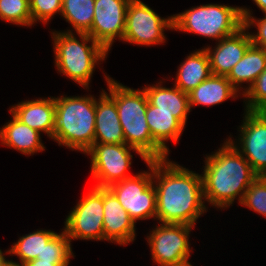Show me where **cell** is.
Masks as SVG:
<instances>
[{
    "label": "cell",
    "mask_w": 266,
    "mask_h": 266,
    "mask_svg": "<svg viewBox=\"0 0 266 266\" xmlns=\"http://www.w3.org/2000/svg\"><path fill=\"white\" fill-rule=\"evenodd\" d=\"M212 74L209 57L205 49L189 54L181 63L174 85L189 93Z\"/></svg>",
    "instance_id": "23"
},
{
    "label": "cell",
    "mask_w": 266,
    "mask_h": 266,
    "mask_svg": "<svg viewBox=\"0 0 266 266\" xmlns=\"http://www.w3.org/2000/svg\"><path fill=\"white\" fill-rule=\"evenodd\" d=\"M96 99L94 143L124 144L123 128L115 101L104 91Z\"/></svg>",
    "instance_id": "16"
},
{
    "label": "cell",
    "mask_w": 266,
    "mask_h": 266,
    "mask_svg": "<svg viewBox=\"0 0 266 266\" xmlns=\"http://www.w3.org/2000/svg\"><path fill=\"white\" fill-rule=\"evenodd\" d=\"M5 261V256L3 255V252L0 249V266H2Z\"/></svg>",
    "instance_id": "35"
},
{
    "label": "cell",
    "mask_w": 266,
    "mask_h": 266,
    "mask_svg": "<svg viewBox=\"0 0 266 266\" xmlns=\"http://www.w3.org/2000/svg\"><path fill=\"white\" fill-rule=\"evenodd\" d=\"M65 220L64 231L73 239L105 240L103 228V187L91 188Z\"/></svg>",
    "instance_id": "10"
},
{
    "label": "cell",
    "mask_w": 266,
    "mask_h": 266,
    "mask_svg": "<svg viewBox=\"0 0 266 266\" xmlns=\"http://www.w3.org/2000/svg\"><path fill=\"white\" fill-rule=\"evenodd\" d=\"M259 9L266 15V0H253Z\"/></svg>",
    "instance_id": "33"
},
{
    "label": "cell",
    "mask_w": 266,
    "mask_h": 266,
    "mask_svg": "<svg viewBox=\"0 0 266 266\" xmlns=\"http://www.w3.org/2000/svg\"><path fill=\"white\" fill-rule=\"evenodd\" d=\"M103 228L106 241L123 246L135 240V222L107 187H103Z\"/></svg>",
    "instance_id": "15"
},
{
    "label": "cell",
    "mask_w": 266,
    "mask_h": 266,
    "mask_svg": "<svg viewBox=\"0 0 266 266\" xmlns=\"http://www.w3.org/2000/svg\"><path fill=\"white\" fill-rule=\"evenodd\" d=\"M55 66L83 87H88L95 65L104 61L108 51L89 34L78 33L80 41L73 32H53ZM91 42V46L87 43Z\"/></svg>",
    "instance_id": "5"
},
{
    "label": "cell",
    "mask_w": 266,
    "mask_h": 266,
    "mask_svg": "<svg viewBox=\"0 0 266 266\" xmlns=\"http://www.w3.org/2000/svg\"><path fill=\"white\" fill-rule=\"evenodd\" d=\"M240 8L219 4L193 7L173 15V29L219 41L244 26Z\"/></svg>",
    "instance_id": "6"
},
{
    "label": "cell",
    "mask_w": 266,
    "mask_h": 266,
    "mask_svg": "<svg viewBox=\"0 0 266 266\" xmlns=\"http://www.w3.org/2000/svg\"><path fill=\"white\" fill-rule=\"evenodd\" d=\"M130 0H95L94 17L89 34L107 51L115 38L123 39L126 10Z\"/></svg>",
    "instance_id": "13"
},
{
    "label": "cell",
    "mask_w": 266,
    "mask_h": 266,
    "mask_svg": "<svg viewBox=\"0 0 266 266\" xmlns=\"http://www.w3.org/2000/svg\"><path fill=\"white\" fill-rule=\"evenodd\" d=\"M70 242L64 230L61 234L56 233L46 243L41 255H38L36 259L52 261L54 264H69L70 258L74 256Z\"/></svg>",
    "instance_id": "26"
},
{
    "label": "cell",
    "mask_w": 266,
    "mask_h": 266,
    "mask_svg": "<svg viewBox=\"0 0 266 266\" xmlns=\"http://www.w3.org/2000/svg\"><path fill=\"white\" fill-rule=\"evenodd\" d=\"M173 29V15L161 18L140 0H130L126 10L123 41L137 45L164 43V29Z\"/></svg>",
    "instance_id": "9"
},
{
    "label": "cell",
    "mask_w": 266,
    "mask_h": 266,
    "mask_svg": "<svg viewBox=\"0 0 266 266\" xmlns=\"http://www.w3.org/2000/svg\"><path fill=\"white\" fill-rule=\"evenodd\" d=\"M193 226L164 224L157 226L147 237L153 261L159 266L185 264L190 257L189 233Z\"/></svg>",
    "instance_id": "11"
},
{
    "label": "cell",
    "mask_w": 266,
    "mask_h": 266,
    "mask_svg": "<svg viewBox=\"0 0 266 266\" xmlns=\"http://www.w3.org/2000/svg\"><path fill=\"white\" fill-rule=\"evenodd\" d=\"M69 264H54L52 261H41L34 259L23 264V266H68Z\"/></svg>",
    "instance_id": "32"
},
{
    "label": "cell",
    "mask_w": 266,
    "mask_h": 266,
    "mask_svg": "<svg viewBox=\"0 0 266 266\" xmlns=\"http://www.w3.org/2000/svg\"><path fill=\"white\" fill-rule=\"evenodd\" d=\"M56 234L51 230H37L33 233L26 234L14 243L10 250L6 251L10 255H16L20 259V263L34 260L41 255L46 243Z\"/></svg>",
    "instance_id": "25"
},
{
    "label": "cell",
    "mask_w": 266,
    "mask_h": 266,
    "mask_svg": "<svg viewBox=\"0 0 266 266\" xmlns=\"http://www.w3.org/2000/svg\"><path fill=\"white\" fill-rule=\"evenodd\" d=\"M153 184L159 222L194 227L197 219L207 211L202 176L198 173L168 159L153 160Z\"/></svg>",
    "instance_id": "1"
},
{
    "label": "cell",
    "mask_w": 266,
    "mask_h": 266,
    "mask_svg": "<svg viewBox=\"0 0 266 266\" xmlns=\"http://www.w3.org/2000/svg\"><path fill=\"white\" fill-rule=\"evenodd\" d=\"M95 0H62L61 15L75 32L87 34L92 26Z\"/></svg>",
    "instance_id": "24"
},
{
    "label": "cell",
    "mask_w": 266,
    "mask_h": 266,
    "mask_svg": "<svg viewBox=\"0 0 266 266\" xmlns=\"http://www.w3.org/2000/svg\"><path fill=\"white\" fill-rule=\"evenodd\" d=\"M238 144L228 139L249 162L258 176H266V112L245 110L243 123L240 126Z\"/></svg>",
    "instance_id": "12"
},
{
    "label": "cell",
    "mask_w": 266,
    "mask_h": 266,
    "mask_svg": "<svg viewBox=\"0 0 266 266\" xmlns=\"http://www.w3.org/2000/svg\"><path fill=\"white\" fill-rule=\"evenodd\" d=\"M244 25L234 34L219 40L215 49L204 48L208 54L211 72L214 75L227 76L241 60L247 48L252 44L251 35Z\"/></svg>",
    "instance_id": "14"
},
{
    "label": "cell",
    "mask_w": 266,
    "mask_h": 266,
    "mask_svg": "<svg viewBox=\"0 0 266 266\" xmlns=\"http://www.w3.org/2000/svg\"><path fill=\"white\" fill-rule=\"evenodd\" d=\"M146 121L152 138L168 154L169 148L165 141L171 139L177 143L185 126L174 117V113L158 111L156 106H152L149 102L146 110Z\"/></svg>",
    "instance_id": "22"
},
{
    "label": "cell",
    "mask_w": 266,
    "mask_h": 266,
    "mask_svg": "<svg viewBox=\"0 0 266 266\" xmlns=\"http://www.w3.org/2000/svg\"><path fill=\"white\" fill-rule=\"evenodd\" d=\"M245 99V110L266 112V69L258 76L254 84L242 94Z\"/></svg>",
    "instance_id": "29"
},
{
    "label": "cell",
    "mask_w": 266,
    "mask_h": 266,
    "mask_svg": "<svg viewBox=\"0 0 266 266\" xmlns=\"http://www.w3.org/2000/svg\"><path fill=\"white\" fill-rule=\"evenodd\" d=\"M2 266H23L21 263L13 262L12 260H6Z\"/></svg>",
    "instance_id": "34"
},
{
    "label": "cell",
    "mask_w": 266,
    "mask_h": 266,
    "mask_svg": "<svg viewBox=\"0 0 266 266\" xmlns=\"http://www.w3.org/2000/svg\"><path fill=\"white\" fill-rule=\"evenodd\" d=\"M10 112L22 123L52 139L55 97L23 101L11 107Z\"/></svg>",
    "instance_id": "17"
},
{
    "label": "cell",
    "mask_w": 266,
    "mask_h": 266,
    "mask_svg": "<svg viewBox=\"0 0 266 266\" xmlns=\"http://www.w3.org/2000/svg\"><path fill=\"white\" fill-rule=\"evenodd\" d=\"M95 117L94 96L55 98L52 139L59 145L85 153L94 144Z\"/></svg>",
    "instance_id": "4"
},
{
    "label": "cell",
    "mask_w": 266,
    "mask_h": 266,
    "mask_svg": "<svg viewBox=\"0 0 266 266\" xmlns=\"http://www.w3.org/2000/svg\"><path fill=\"white\" fill-rule=\"evenodd\" d=\"M266 69V49L251 44L243 57L231 69L226 78L238 91L240 84L246 82L249 87L244 88L243 94L254 84L258 76Z\"/></svg>",
    "instance_id": "20"
},
{
    "label": "cell",
    "mask_w": 266,
    "mask_h": 266,
    "mask_svg": "<svg viewBox=\"0 0 266 266\" xmlns=\"http://www.w3.org/2000/svg\"><path fill=\"white\" fill-rule=\"evenodd\" d=\"M241 14L243 17L244 25L249 30L250 26L254 25L257 27V34H250L252 39V44L266 49V15L264 18L256 20L253 16H251V12L247 8H240Z\"/></svg>",
    "instance_id": "31"
},
{
    "label": "cell",
    "mask_w": 266,
    "mask_h": 266,
    "mask_svg": "<svg viewBox=\"0 0 266 266\" xmlns=\"http://www.w3.org/2000/svg\"><path fill=\"white\" fill-rule=\"evenodd\" d=\"M240 204L266 217V176H258L251 183Z\"/></svg>",
    "instance_id": "28"
},
{
    "label": "cell",
    "mask_w": 266,
    "mask_h": 266,
    "mask_svg": "<svg viewBox=\"0 0 266 266\" xmlns=\"http://www.w3.org/2000/svg\"><path fill=\"white\" fill-rule=\"evenodd\" d=\"M29 3L32 25L37 20L47 24L55 13L62 11V0H29Z\"/></svg>",
    "instance_id": "30"
},
{
    "label": "cell",
    "mask_w": 266,
    "mask_h": 266,
    "mask_svg": "<svg viewBox=\"0 0 266 266\" xmlns=\"http://www.w3.org/2000/svg\"><path fill=\"white\" fill-rule=\"evenodd\" d=\"M0 140L2 145L26 155L45 150L40 132L19 121L13 114L12 120L0 128Z\"/></svg>",
    "instance_id": "19"
},
{
    "label": "cell",
    "mask_w": 266,
    "mask_h": 266,
    "mask_svg": "<svg viewBox=\"0 0 266 266\" xmlns=\"http://www.w3.org/2000/svg\"><path fill=\"white\" fill-rule=\"evenodd\" d=\"M237 90L232 86L226 76L211 74L206 80L190 91L189 106L194 105L212 106L217 105L228 98H236Z\"/></svg>",
    "instance_id": "21"
},
{
    "label": "cell",
    "mask_w": 266,
    "mask_h": 266,
    "mask_svg": "<svg viewBox=\"0 0 266 266\" xmlns=\"http://www.w3.org/2000/svg\"><path fill=\"white\" fill-rule=\"evenodd\" d=\"M109 96L115 101L125 144L137 149L148 161L167 159L168 154L154 141L146 121L148 98L144 89H131L105 76Z\"/></svg>",
    "instance_id": "3"
},
{
    "label": "cell",
    "mask_w": 266,
    "mask_h": 266,
    "mask_svg": "<svg viewBox=\"0 0 266 266\" xmlns=\"http://www.w3.org/2000/svg\"><path fill=\"white\" fill-rule=\"evenodd\" d=\"M178 266H192V265L190 264V262H187V263H185V264L178 265Z\"/></svg>",
    "instance_id": "36"
},
{
    "label": "cell",
    "mask_w": 266,
    "mask_h": 266,
    "mask_svg": "<svg viewBox=\"0 0 266 266\" xmlns=\"http://www.w3.org/2000/svg\"><path fill=\"white\" fill-rule=\"evenodd\" d=\"M131 150L136 151L145 163L148 162L137 149L125 143H94L85 152L91 155V174L92 178L97 181L94 187H108L115 182L132 177L127 172L133 158Z\"/></svg>",
    "instance_id": "8"
},
{
    "label": "cell",
    "mask_w": 266,
    "mask_h": 266,
    "mask_svg": "<svg viewBox=\"0 0 266 266\" xmlns=\"http://www.w3.org/2000/svg\"><path fill=\"white\" fill-rule=\"evenodd\" d=\"M218 150L205 157L201 176L205 201L221 209L233 204L237 196L240 203L258 175L228 139Z\"/></svg>",
    "instance_id": "2"
},
{
    "label": "cell",
    "mask_w": 266,
    "mask_h": 266,
    "mask_svg": "<svg viewBox=\"0 0 266 266\" xmlns=\"http://www.w3.org/2000/svg\"><path fill=\"white\" fill-rule=\"evenodd\" d=\"M161 83L143 88L148 102L152 106H156L158 111L174 113V117L185 126L188 113L191 111L189 94L181 91L175 85L173 88H166Z\"/></svg>",
    "instance_id": "18"
},
{
    "label": "cell",
    "mask_w": 266,
    "mask_h": 266,
    "mask_svg": "<svg viewBox=\"0 0 266 266\" xmlns=\"http://www.w3.org/2000/svg\"><path fill=\"white\" fill-rule=\"evenodd\" d=\"M0 18L9 23L32 26L29 0H0Z\"/></svg>",
    "instance_id": "27"
},
{
    "label": "cell",
    "mask_w": 266,
    "mask_h": 266,
    "mask_svg": "<svg viewBox=\"0 0 266 266\" xmlns=\"http://www.w3.org/2000/svg\"><path fill=\"white\" fill-rule=\"evenodd\" d=\"M147 165L150 172H140L107 187L135 223L139 219H156L153 160H149Z\"/></svg>",
    "instance_id": "7"
}]
</instances>
